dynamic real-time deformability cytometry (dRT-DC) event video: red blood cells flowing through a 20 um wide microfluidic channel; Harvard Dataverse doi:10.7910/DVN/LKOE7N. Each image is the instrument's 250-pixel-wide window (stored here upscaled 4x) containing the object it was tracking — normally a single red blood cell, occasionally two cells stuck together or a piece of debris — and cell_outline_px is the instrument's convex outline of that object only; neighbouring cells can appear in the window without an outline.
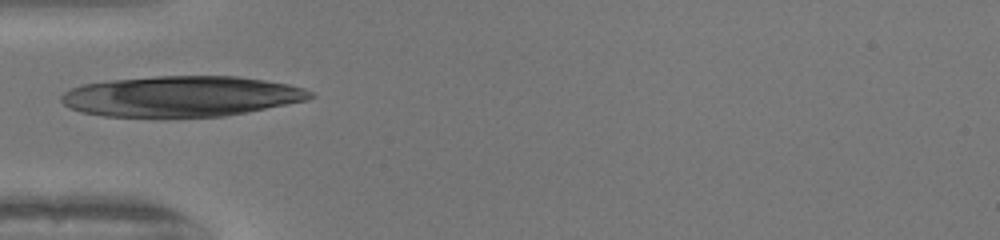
{"species": "human", "species_latin": "Homo sapiens", "temperature_condition": "warm", "stored_images_in_passage": 32, "camera_frame_rate_fps": 3000, "um_per_image_px": 0.085, "donor": {"sex": "female"}, "frame": {"image": 1, "passage_image": 1, "time_ms": 0.0, "image_size_px": [1000, 240], "cell_outline_px": [[316, 96], [308, 100], [224, 116], [104, 116], [80, 112], [64, 104], [60, 100], [60, 96], [64, 92], [80, 84], [112, 80], [156, 76], [236, 76], [264, 80], [288, 84], [304, 88], [312, 92]], "centroid_in_image_um": [15.41, 8.17], "position_along_channel_um": 69.6, "area_um2": 58.55}}
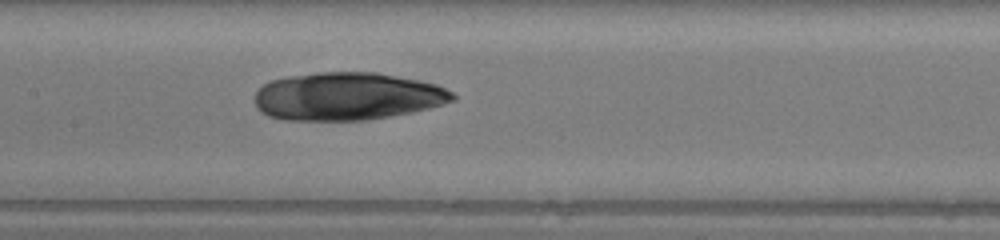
{"frame": {"image": 2, "passage_image": 9, "time_ms": 2.667, "image_size_px": [1000, 240], "cell_outline_px": [[456, 100], [428, 108], [412, 112], [368, 120], [284, 120], [268, 116], [260, 112], [256, 108], [252, 100], [256, 92], [264, 84], [272, 80], [288, 76], [320, 72], [376, 72], [420, 80], [436, 84], [452, 92], [456, 96]], "centroid_in_image_um": [29.48, 8.19], "position_along_channel_um": 177.9, "area_um2": 55.49}}
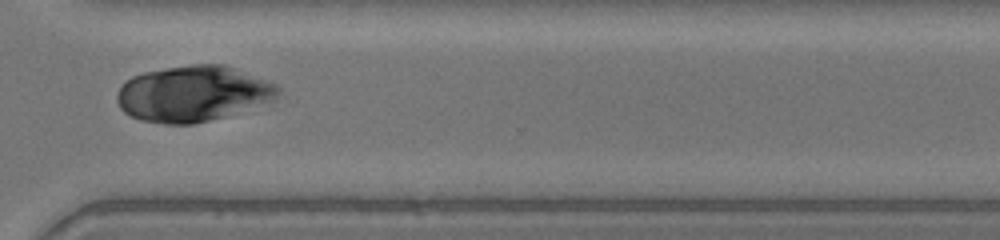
{"frame": {"image": 3, "passage_image": 22, "time_ms": 7.0, "image_size_px": [1000, 240], "cell_outline_px": [[280, 92], [276, 100], [224, 116], [192, 124], [164, 124], [140, 120], [124, 112], [120, 108], [116, 100], [116, 92], [132, 76], [144, 72], [192, 64], [224, 64], [276, 84], [280, 88]], "centroid_in_image_um": [16.4, 7.96], "position_along_channel_um": 354.2, "area_um2": 52.14}}